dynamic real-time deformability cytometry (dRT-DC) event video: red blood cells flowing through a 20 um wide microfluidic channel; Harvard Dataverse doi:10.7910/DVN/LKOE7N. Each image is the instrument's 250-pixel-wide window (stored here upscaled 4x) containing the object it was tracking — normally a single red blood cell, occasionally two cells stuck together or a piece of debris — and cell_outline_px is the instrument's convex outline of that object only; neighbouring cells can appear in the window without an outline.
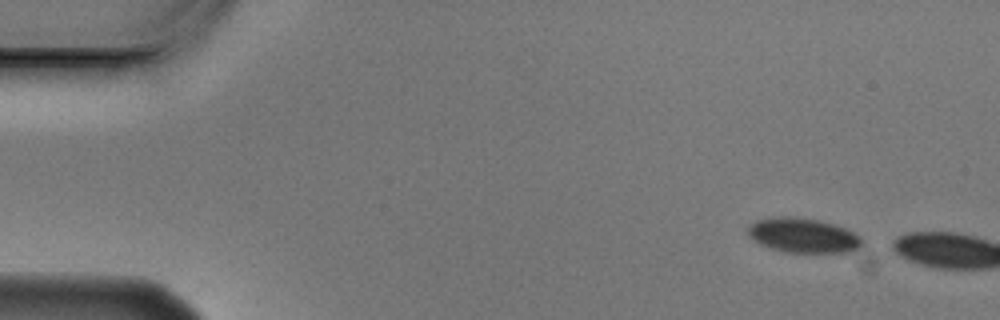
{"species": "Egyptian fruit bat (a non-hibernating species)", "species_latin": "Rousettus aegyptiacus", "temperature_condition": "cold", "stored_images_in_passage": 2, "camera_frame_rate_fps": 3000, "um_per_image_px": 0.085, "animal": {"sex": "male"}, "frame": {"image": 1, "passage_image": 1, "time_ms": 0.0, "image_size_px": [1000, 320], "cell_outline_px": [[860, 244], [856, 248], [848, 252], [784, 252], [768, 248], [752, 240], [748, 236], [748, 228], [756, 220], [780, 216], [792, 216], [816, 220], [832, 224], [844, 228], [860, 236]], "centroid_in_image_um": [68.18, 20.01], "position_along_channel_um": 16.8, "area_um2": 22.72}}